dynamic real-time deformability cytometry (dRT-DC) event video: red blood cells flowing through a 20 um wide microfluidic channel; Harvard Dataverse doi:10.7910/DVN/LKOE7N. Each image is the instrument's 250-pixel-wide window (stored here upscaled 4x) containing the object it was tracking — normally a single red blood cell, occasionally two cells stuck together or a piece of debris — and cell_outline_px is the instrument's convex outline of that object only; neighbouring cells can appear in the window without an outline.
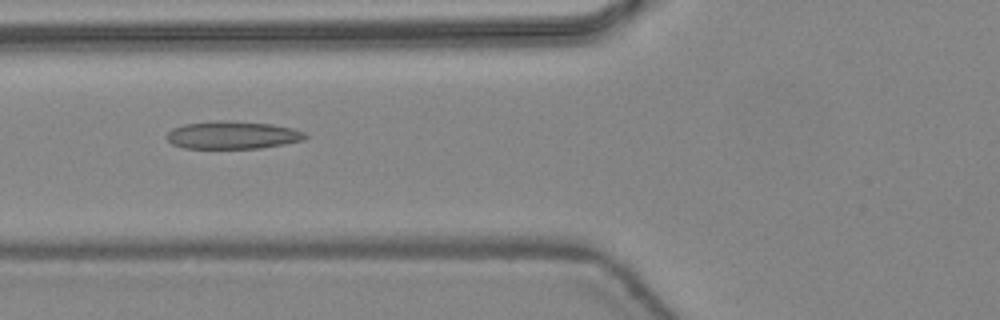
{"species": "common noctule bat (a hibernating species)", "species_latin": "Nyctalus noctula", "temperature_condition": "warm", "stored_images_in_passage": 47, "camera_frame_rate_fps": 3000, "um_per_image_px": 0.085, "animal": {"sex": "female", "body_mass_g": 24.6, "forearm_length_mm": 56.2}, "frame": {"image": 1, "passage_image": 19, "time_ms": 6.0, "image_size_px": [1000, 320], "cell_outline_px": [[308, 136], [304, 140], [284, 144], [260, 148], [184, 148], [172, 144], [168, 140], [168, 132], [172, 128], [184, 124], [216, 120], [224, 120], [272, 124], [292, 128], [304, 132]], "centroid_in_image_um": [19.77, 11.48], "position_along_channel_um": 106.0, "area_um2": 22.37}}
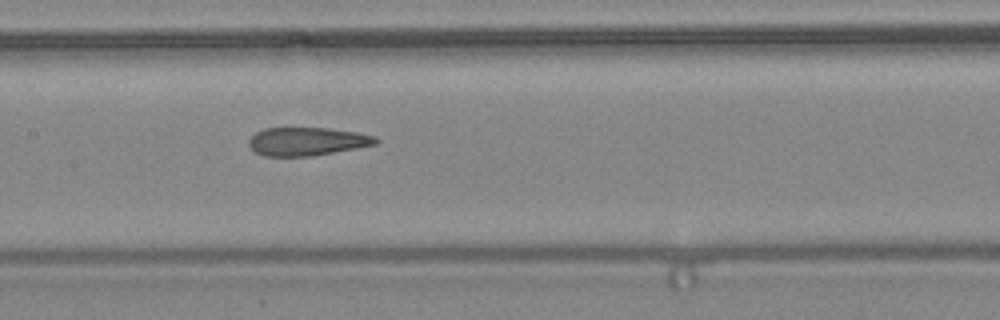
{"frame": {"image": 2, "passage_image": 24, "time_ms": 7.667, "image_size_px": [1000, 320], "cell_outline_px": [[380, 140], [376, 144], [356, 148], [312, 156], [264, 156], [256, 152], [248, 144], [248, 140], [256, 132], [264, 128], [328, 128], [356, 132], [376, 136]], "centroid_in_image_um": [26.1, 12.02], "position_along_channel_um": 181.3, "area_um2": 20.87}}
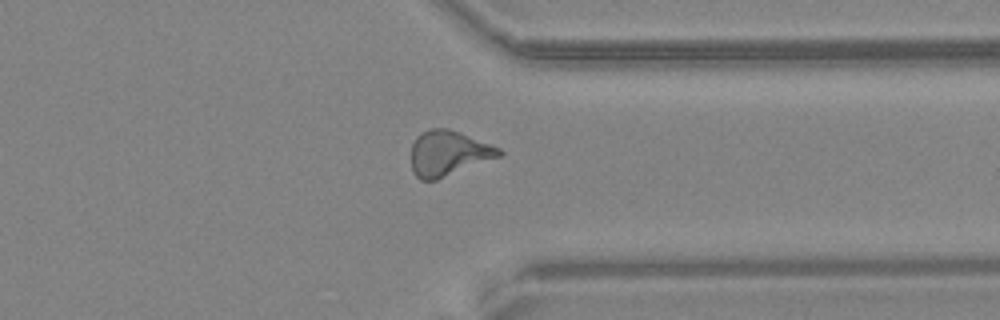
{"frame": {"image": 3, "passage_image": 37, "time_ms": 12.0, "image_size_px": [1000, 320], "cell_outline_px": [[504, 152], [500, 156], [436, 180], [420, 180], [412, 172], [412, 144], [416, 136], [420, 132], [428, 128], [448, 128], [460, 132], [492, 144], [500, 148]], "centroid_in_image_um": [38.1, 13.01], "position_along_channel_um": 373.3, "area_um2": 23.24}, "authors_computed_cell_mechanics": {"area_um2": 22.3686, "velocity_mm_per_s": 4.4693, "shape_relaxation_time_tau1_ms": null, "shape_relaxation_time_tau2_ms": 1.0769, "deformation_change_tau1": null, "deformation_change_tau2": 0.0909}}